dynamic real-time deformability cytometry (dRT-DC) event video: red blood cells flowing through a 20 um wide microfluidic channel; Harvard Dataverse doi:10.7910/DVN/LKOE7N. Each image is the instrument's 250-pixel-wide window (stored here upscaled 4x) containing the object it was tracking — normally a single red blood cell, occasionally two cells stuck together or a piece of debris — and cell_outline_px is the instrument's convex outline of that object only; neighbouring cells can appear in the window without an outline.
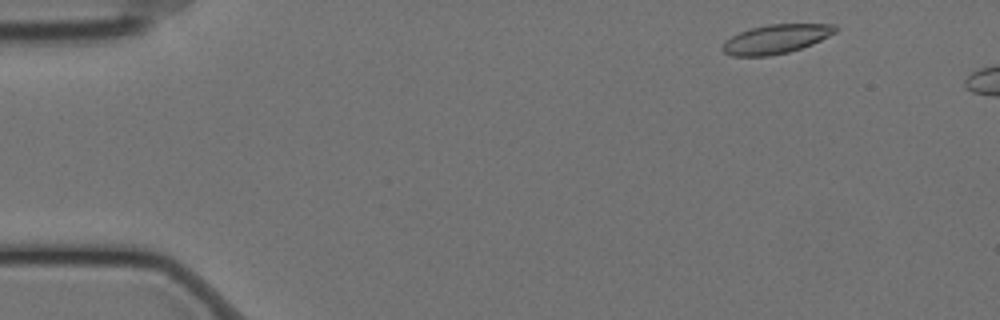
{"species": "Egyptian fruit bat (a non-hibernating species)", "species_latin": "Rousettus aegyptiacus", "temperature_condition": "cold", "stored_images_in_passage": 7, "camera_frame_rate_fps": 3000, "um_per_image_px": 0.085, "animal": {"sex": "female"}, "frame": {"image": 1, "passage_image": 2, "time_ms": 0.333, "image_size_px": [1000, 320], "cell_outline_px": [[836, 32], [812, 44], [788, 52], [768, 56], [732, 56], [724, 52], [720, 48], [724, 40], [740, 32], [752, 28], [768, 24], [836, 24]], "centroid_in_image_um": [65.92, 3.32], "position_along_channel_um": 19.1, "area_um2": 19.02}}